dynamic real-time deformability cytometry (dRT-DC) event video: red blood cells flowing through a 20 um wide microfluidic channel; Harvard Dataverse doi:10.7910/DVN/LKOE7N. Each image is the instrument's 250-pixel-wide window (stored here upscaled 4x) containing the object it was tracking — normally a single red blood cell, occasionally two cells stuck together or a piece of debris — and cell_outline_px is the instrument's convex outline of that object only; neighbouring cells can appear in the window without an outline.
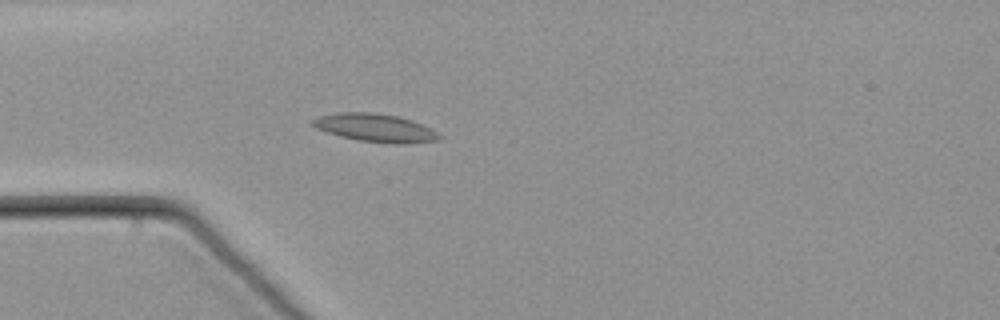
{"species": "common noctule bat (a hibernating species)", "species_latin": "Nyctalus noctula", "temperature_condition": "warm", "stored_images_in_passage": 62, "camera_frame_rate_fps": 3000, "um_per_image_px": 0.085, "animal": {"sex": "male", "body_mass_g": 21.5, "forearm_length_mm": 52.0}, "frame": {"image": 1, "passage_image": 19, "time_ms": 6.0, "image_size_px": [1000, 320], "cell_outline_px": [[444, 136], [440, 140], [408, 144], [388, 144], [360, 140], [340, 136], [316, 128], [308, 124], [308, 120], [320, 116], [340, 112], [372, 112], [396, 116], [412, 120]], "centroid_in_image_um": [31.88, 10.87], "position_along_channel_um": 53.1, "area_um2": 20.87}}
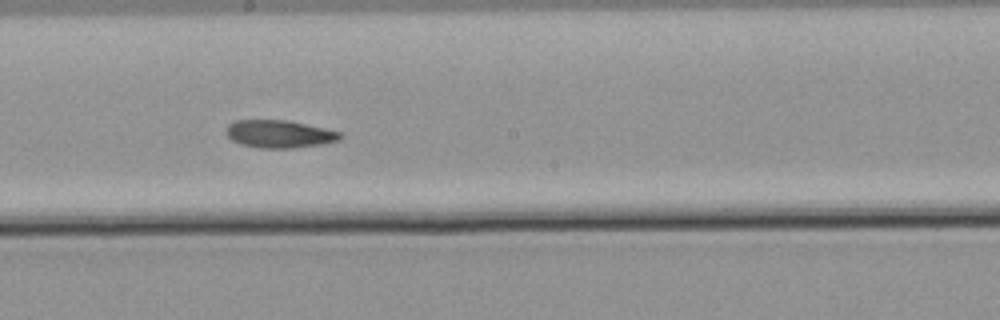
{"frame": {"image": 2, "passage_image": 35, "time_ms": 11.333, "image_size_px": [1000, 320], "cell_outline_px": [[344, 136], [340, 140], [320, 144], [292, 148], [260, 148], [240, 144], [232, 140], [228, 136], [228, 124], [236, 120], [288, 120], [324, 128], [340, 132]], "centroid_in_image_um": [23.76, 11.39], "position_along_channel_um": 224.4, "area_um2": 18.26}}
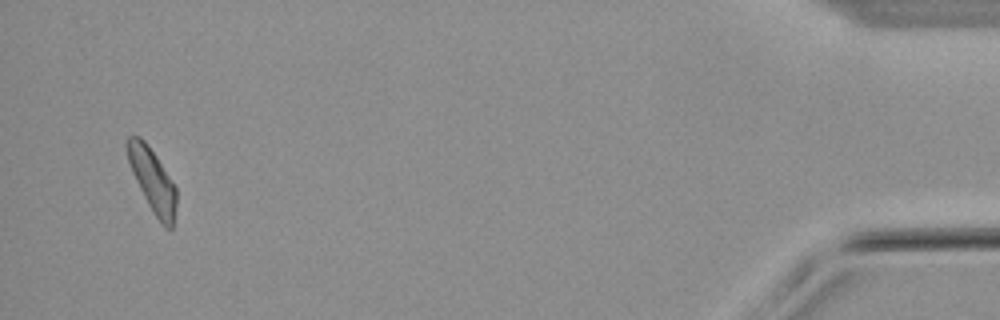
{"frame": {"image": 3, "passage_image": 60, "time_ms": 19.667, "image_size_px": [1000, 320], "cell_outline_px": [[176, 208], [172, 228], [164, 228], [160, 224], [148, 204], [132, 172], [128, 160], [124, 144], [128, 136], [140, 136], [148, 144], [156, 156], [176, 188]], "centroid_in_image_um": [12.94, 15.31], "position_along_channel_um": 422.3, "area_um2": 18.03}}